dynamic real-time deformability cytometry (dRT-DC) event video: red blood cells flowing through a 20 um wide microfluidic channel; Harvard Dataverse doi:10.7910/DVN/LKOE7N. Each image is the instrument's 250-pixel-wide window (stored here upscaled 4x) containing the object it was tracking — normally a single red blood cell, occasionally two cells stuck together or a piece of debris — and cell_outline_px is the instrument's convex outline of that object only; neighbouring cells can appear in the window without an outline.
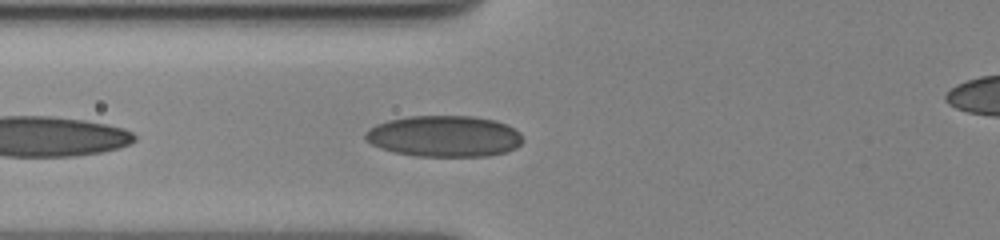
{"species": "human", "species_latin": "Homo sapiens", "temperature_condition": "cold", "stored_images_in_passage": 19, "camera_frame_rate_fps": 3000, "um_per_image_px": 0.085, "donor": {"sex": "female"}, "frame": {"image": 1, "passage_image": 4, "time_ms": 1.0, "image_size_px": [1000, 240], "cell_outline_px": [[524, 140], [516, 148], [508, 152], [488, 156], [416, 156], [396, 152], [380, 148], [364, 140], [364, 132], [368, 128], [376, 124], [388, 120], [408, 116], [472, 116], [496, 120], [520, 132]], "centroid_in_image_um": [37.75, 11.58], "position_along_channel_um": 88.1, "area_um2": 38.09}}
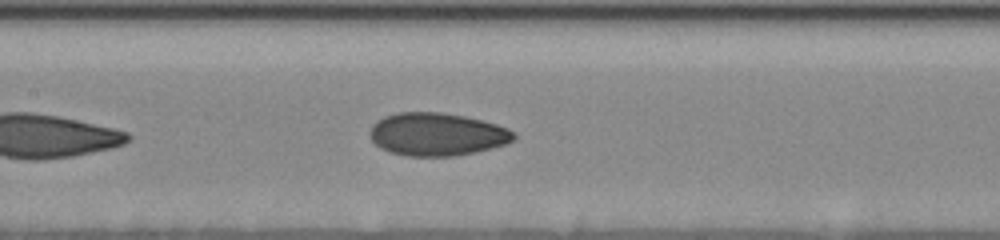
{"frame": {"image": 2, "passage_image": 11, "time_ms": 3.333, "image_size_px": [1000, 240], "cell_outline_px": [[516, 140], [508, 144], [492, 148], [456, 156], [404, 156], [388, 152], [380, 148], [372, 140], [368, 132], [372, 124], [384, 116], [400, 112], [440, 112], [464, 116], [496, 124], [508, 128], [516, 136]], "centroid_in_image_um": [37.13, 11.42], "position_along_channel_um": 170.3, "area_um2": 36.24}}
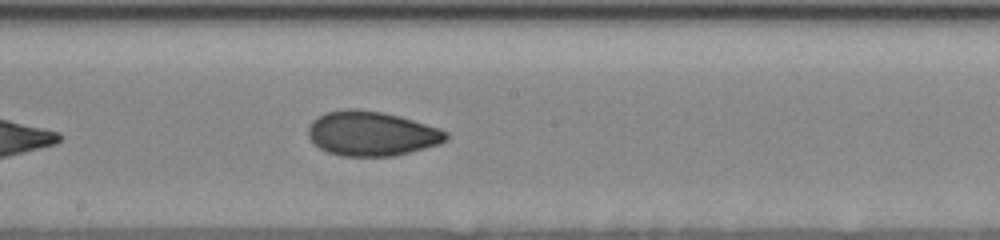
{"frame": {"image": 3, "passage_image": 15, "time_ms": 4.667, "image_size_px": [1000, 240], "cell_outline_px": [[448, 140], [440, 144], [392, 156], [344, 156], [328, 152], [320, 148], [308, 136], [308, 128], [312, 120], [328, 112], [348, 108], [360, 108], [384, 112], [400, 116], [440, 128], [448, 132]], "centroid_in_image_um": [31.61, 11.34], "position_along_channel_um": 216.6, "area_um2": 35.84}}